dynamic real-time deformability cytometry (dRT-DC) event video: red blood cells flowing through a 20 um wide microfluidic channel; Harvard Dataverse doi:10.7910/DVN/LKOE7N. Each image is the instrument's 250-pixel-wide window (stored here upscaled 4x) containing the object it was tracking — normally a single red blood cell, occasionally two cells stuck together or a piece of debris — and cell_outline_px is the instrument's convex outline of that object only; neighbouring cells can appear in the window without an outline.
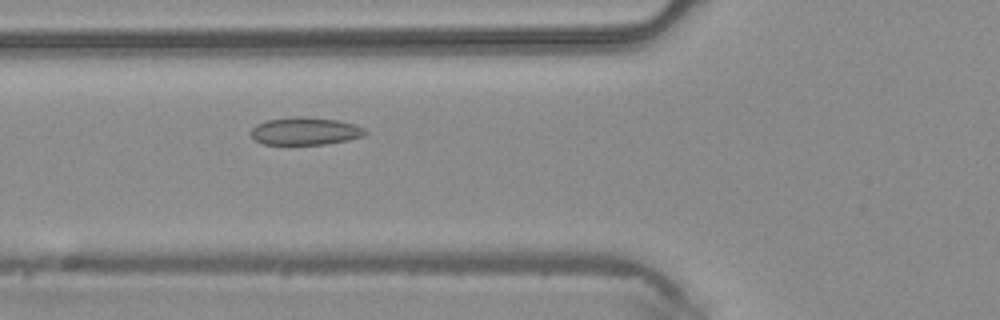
{"species": "common noctule bat (a hibernating species)", "species_latin": "Nyctalus noctula", "temperature_condition": "warm", "stored_images_in_passage": 43, "camera_frame_rate_fps": 3000, "um_per_image_px": 0.085, "animal": {"sex": "male", "body_mass_g": 20.4}, "frame": {"image": 1, "passage_image": 14, "time_ms": 4.333, "image_size_px": [1000, 320], "cell_outline_px": [[368, 132], [364, 136], [348, 140], [324, 144], [264, 144], [252, 140], [248, 132], [256, 124], [268, 120], [296, 116], [300, 116], [340, 120], [356, 124], [364, 128]], "centroid_in_image_um": [25.92, 11.14], "position_along_channel_um": 99.9, "area_um2": 18.67}}
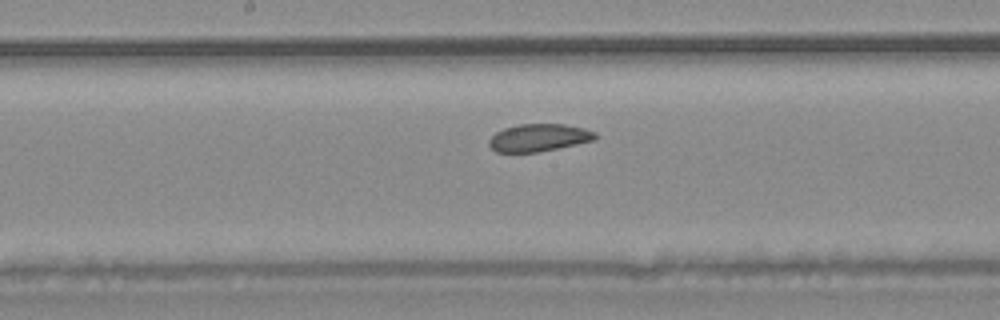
{"frame": {"image": 2, "passage_image": 21, "time_ms": 6.667, "image_size_px": [1000, 320], "cell_outline_px": [[596, 140], [536, 152], [496, 152], [488, 144], [488, 140], [496, 132], [504, 128], [516, 124], [564, 124], [584, 128], [596, 132]], "centroid_in_image_um": [45.79, 11.69], "position_along_channel_um": 202.4, "area_um2": 16.99}}
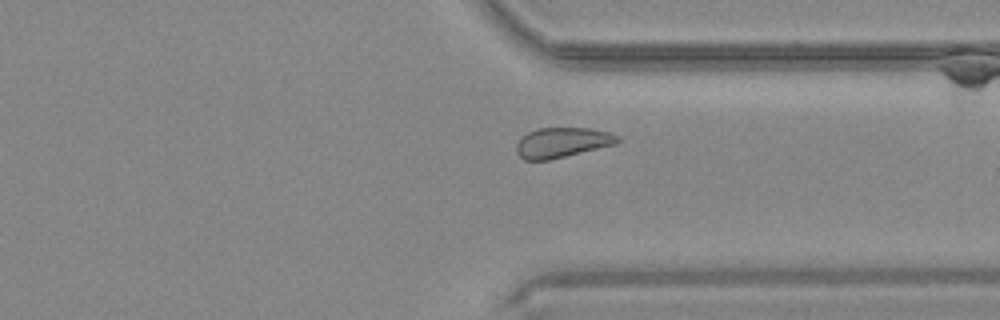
{"frame": {"image": 3, "passage_image": 32, "time_ms": 10.333, "image_size_px": [1000, 320], "cell_outline_px": [[620, 140], [616, 144], [548, 160], [524, 160], [516, 152], [516, 144], [528, 132], [536, 128], [592, 128], [608, 132], [620, 136]], "centroid_in_image_um": [47.79, 12.11], "position_along_channel_um": 363.6, "area_um2": 17.63}}